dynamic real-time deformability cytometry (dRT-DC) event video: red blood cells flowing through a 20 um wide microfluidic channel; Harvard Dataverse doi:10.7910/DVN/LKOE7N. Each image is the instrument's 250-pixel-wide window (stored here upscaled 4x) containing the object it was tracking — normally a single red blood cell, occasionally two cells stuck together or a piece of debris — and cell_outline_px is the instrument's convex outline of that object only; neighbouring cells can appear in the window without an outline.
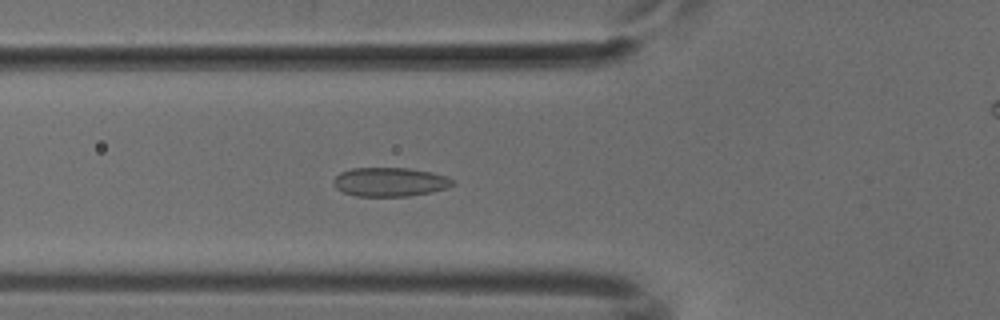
{"species": "common noctule bat (a hibernating species)", "species_latin": "Nyctalus noctula", "temperature_condition": "cold", "stored_images_in_passage": 37, "camera_frame_rate_fps": 3000, "um_per_image_px": 0.085, "animal": {"sex": "male", "body_mass_g": 18.8}, "frame": {"image": 1, "passage_image": 3, "time_ms": 0.667, "image_size_px": [1000, 320], "cell_outline_px": [[456, 184], [448, 188], [432, 192], [408, 196], [356, 196], [344, 192], [336, 188], [332, 184], [332, 180], [340, 172], [352, 168], [408, 168], [432, 172], [448, 176], [456, 180]], "centroid_in_image_um": [33.19, 15.46], "position_along_channel_um": 92.6, "area_um2": 20.4}}
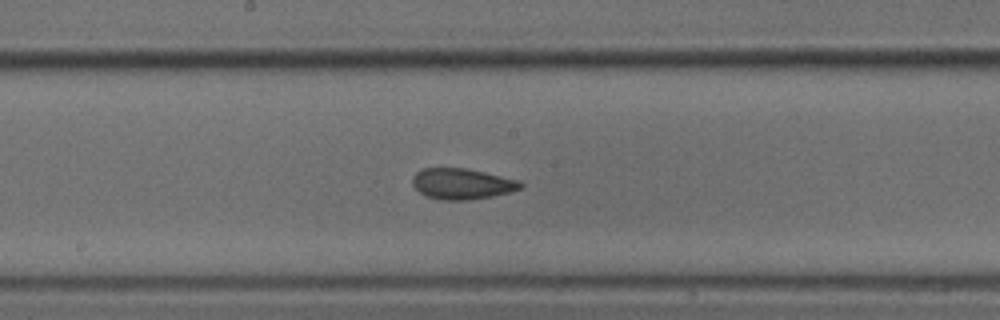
{"frame": {"image": 2, "passage_image": 12, "time_ms": 3.667, "image_size_px": [1000, 320], "cell_outline_px": [[524, 184], [520, 188], [508, 192], [492, 196], [468, 200], [440, 200], [428, 196], [420, 192], [412, 184], [412, 176], [420, 168], [468, 168], [520, 180]], "centroid_in_image_um": [39.26, 15.61], "position_along_channel_um": 208.9, "area_um2": 19.48}}
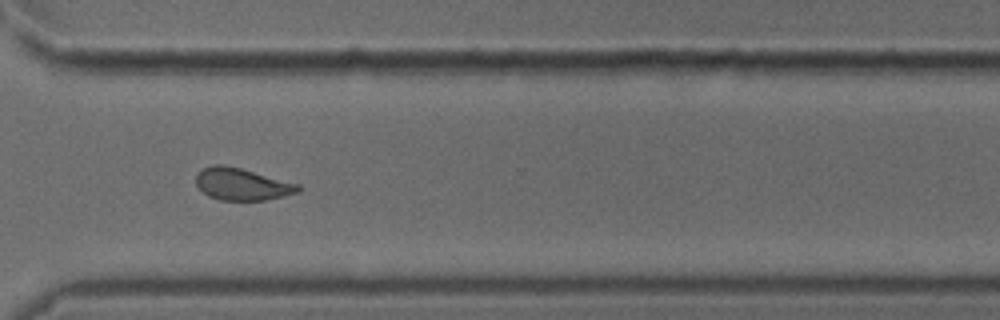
{"frame": {"image": 3, "passage_image": 23, "time_ms": 7.333, "image_size_px": [1000, 320], "cell_outline_px": [[304, 188], [300, 192], [284, 196], [264, 200], [220, 200], [208, 196], [196, 184], [196, 176], [204, 168], [212, 164], [224, 164], [240, 168], [300, 184]], "centroid_in_image_um": [20.61, 15.66], "position_along_channel_um": 350.0, "area_um2": 19.13}}